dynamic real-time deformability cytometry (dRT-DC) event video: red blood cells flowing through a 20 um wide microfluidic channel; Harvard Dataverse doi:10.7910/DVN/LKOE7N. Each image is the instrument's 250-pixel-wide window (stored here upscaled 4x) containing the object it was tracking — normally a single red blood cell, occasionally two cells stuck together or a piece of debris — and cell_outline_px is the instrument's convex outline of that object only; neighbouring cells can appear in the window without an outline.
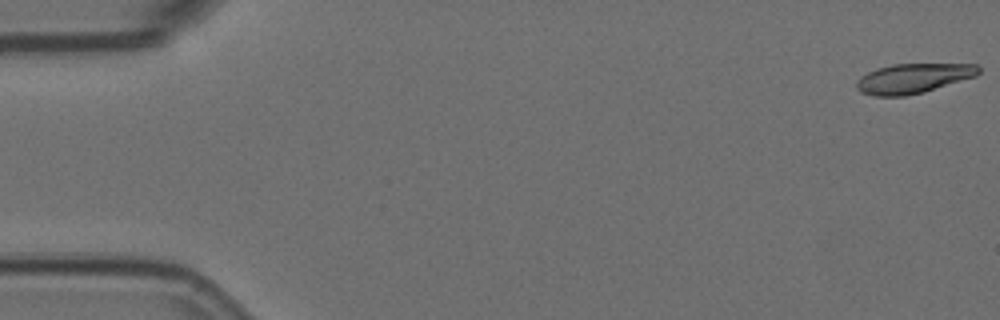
{"species": "Egyptian fruit bat (a non-hibernating species)", "species_latin": "Rousettus aegyptiacus", "temperature_condition": "room temperature", "stored_images_in_passage": 57, "camera_frame_rate_fps": 3000, "um_per_image_px": 0.085, "animal": {"sex": "female"}, "frame": {"image": 1, "passage_image": 1, "time_ms": 0.0, "image_size_px": [1000, 320], "cell_outline_px": [[980, 72], [976, 76], [924, 92], [904, 96], [872, 96], [860, 92], [856, 88], [856, 80], [860, 76], [876, 68], [892, 64], [976, 64], [980, 68]], "centroid_in_image_um": [77.58, 6.66], "position_along_channel_um": 7.4, "area_um2": 21.27}}
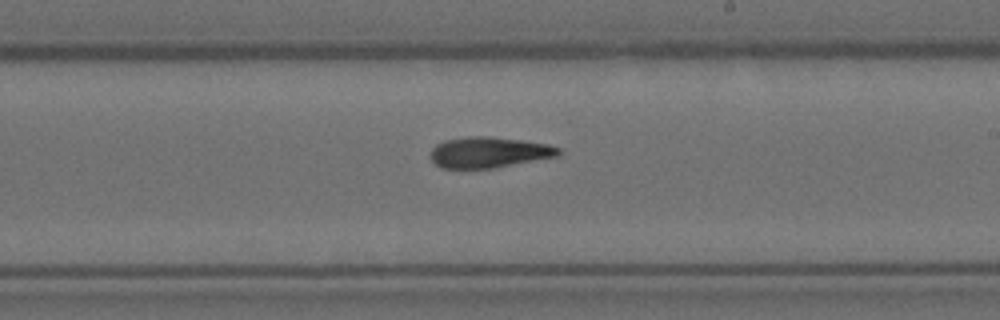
{"frame": {"image": 2, "passage_image": 33, "time_ms": 10.667, "image_size_px": [1000, 320], "cell_outline_px": [[560, 156], [492, 168], [440, 168], [428, 156], [432, 148], [436, 144], [444, 140], [468, 136], [484, 136], [520, 140], [548, 144], [560, 148]], "centroid_in_image_um": [41.53, 12.95], "position_along_channel_um": 247.5, "area_um2": 23.0}}
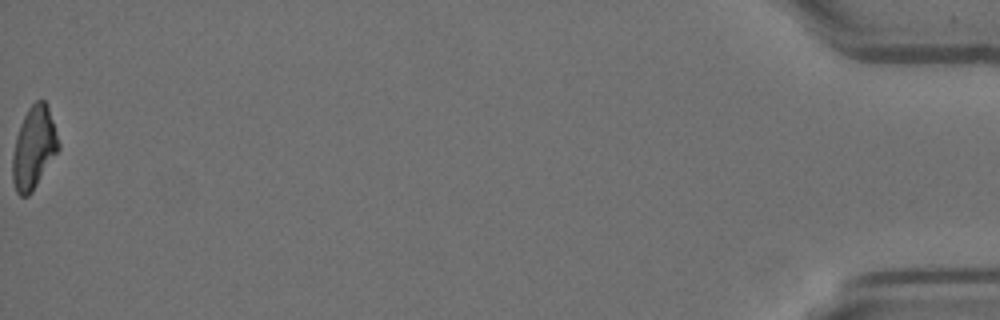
{"frame": {"image": 3, "passage_image": 57, "time_ms": 18.667, "image_size_px": [1000, 320], "cell_outline_px": [[60, 148], [32, 192], [28, 196], [20, 196], [16, 192], [12, 180], [12, 156], [16, 136], [20, 124], [28, 108], [36, 100], [44, 100], [48, 104], [60, 144]], "centroid_in_image_um": [2.87, 12.56], "position_along_channel_um": 432.3, "area_um2": 22.14}, "authors_computed_cell_mechanics": {"area_um2": 22.5998, "velocity_mm_per_s": 3.6009, "shape_relaxation_time_tau1_ms": 7.9576, "shape_relaxation_time_tau2_ms": 7.0426, "deformation_change_tau1": 0.2321, "deformation_change_tau2": 0.1761}}